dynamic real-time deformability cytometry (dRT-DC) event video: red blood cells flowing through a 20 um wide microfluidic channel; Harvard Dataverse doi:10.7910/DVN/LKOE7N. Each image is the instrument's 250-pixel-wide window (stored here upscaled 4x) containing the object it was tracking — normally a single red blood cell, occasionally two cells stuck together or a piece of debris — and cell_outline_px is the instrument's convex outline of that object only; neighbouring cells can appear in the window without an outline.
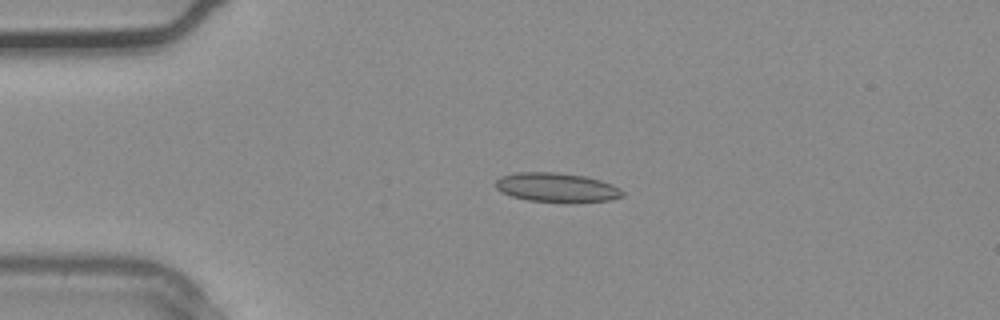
{"species": "common noctule bat (a hibernating species)", "species_latin": "Nyctalus noctula", "temperature_condition": "warm", "stored_images_in_passage": 3, "camera_frame_rate_fps": 3000, "um_per_image_px": 0.085, "animal": {"sex": "male", "body_mass_g": 20.4}, "frame": {"image": 1, "passage_image": 2, "time_ms": 0.333, "image_size_px": [1000, 320], "cell_outline_px": [[624, 196], [612, 200], [572, 204], [528, 200], [512, 196], [500, 192], [496, 188], [496, 180], [500, 176], [516, 172], [556, 172], [584, 176], [600, 180], [612, 184], [620, 188], [624, 192]], "centroid_in_image_um": [47.35, 15.96], "position_along_channel_um": 37.6, "area_um2": 22.2}}